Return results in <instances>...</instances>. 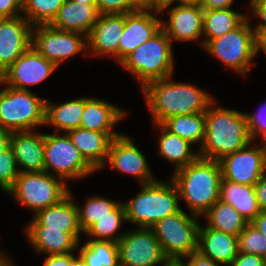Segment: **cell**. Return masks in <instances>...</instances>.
<instances>
[{
  "instance_id": "1",
  "label": "cell",
  "mask_w": 266,
  "mask_h": 266,
  "mask_svg": "<svg viewBox=\"0 0 266 266\" xmlns=\"http://www.w3.org/2000/svg\"><path fill=\"white\" fill-rule=\"evenodd\" d=\"M165 79L148 83L142 90L152 113L154 124L170 117L206 112L213 98L192 84Z\"/></svg>"
},
{
  "instance_id": "2",
  "label": "cell",
  "mask_w": 266,
  "mask_h": 266,
  "mask_svg": "<svg viewBox=\"0 0 266 266\" xmlns=\"http://www.w3.org/2000/svg\"><path fill=\"white\" fill-rule=\"evenodd\" d=\"M205 112V137L199 157L219 161L222 157L252 143L245 113L223 107Z\"/></svg>"
},
{
  "instance_id": "3",
  "label": "cell",
  "mask_w": 266,
  "mask_h": 266,
  "mask_svg": "<svg viewBox=\"0 0 266 266\" xmlns=\"http://www.w3.org/2000/svg\"><path fill=\"white\" fill-rule=\"evenodd\" d=\"M221 179L219 161L201 157L174 171L171 178L180 199H184L196 216L204 215L219 200Z\"/></svg>"
},
{
  "instance_id": "4",
  "label": "cell",
  "mask_w": 266,
  "mask_h": 266,
  "mask_svg": "<svg viewBox=\"0 0 266 266\" xmlns=\"http://www.w3.org/2000/svg\"><path fill=\"white\" fill-rule=\"evenodd\" d=\"M141 186V192L124 204L126 221L139 225V228H151L181 210L179 192L172 180L169 184L155 180Z\"/></svg>"
},
{
  "instance_id": "5",
  "label": "cell",
  "mask_w": 266,
  "mask_h": 266,
  "mask_svg": "<svg viewBox=\"0 0 266 266\" xmlns=\"http://www.w3.org/2000/svg\"><path fill=\"white\" fill-rule=\"evenodd\" d=\"M172 43L161 29L145 43L129 53L119 64L140 81L142 89L150 82L170 77L174 63Z\"/></svg>"
},
{
  "instance_id": "6",
  "label": "cell",
  "mask_w": 266,
  "mask_h": 266,
  "mask_svg": "<svg viewBox=\"0 0 266 266\" xmlns=\"http://www.w3.org/2000/svg\"><path fill=\"white\" fill-rule=\"evenodd\" d=\"M46 99L30 90L5 85L0 91V127L11 132L32 131L45 125Z\"/></svg>"
},
{
  "instance_id": "7",
  "label": "cell",
  "mask_w": 266,
  "mask_h": 266,
  "mask_svg": "<svg viewBox=\"0 0 266 266\" xmlns=\"http://www.w3.org/2000/svg\"><path fill=\"white\" fill-rule=\"evenodd\" d=\"M45 171L20 172L14 186L7 192L14 195L35 214L45 208L59 203L68 194V188L60 177Z\"/></svg>"
},
{
  "instance_id": "8",
  "label": "cell",
  "mask_w": 266,
  "mask_h": 266,
  "mask_svg": "<svg viewBox=\"0 0 266 266\" xmlns=\"http://www.w3.org/2000/svg\"><path fill=\"white\" fill-rule=\"evenodd\" d=\"M203 47L226 66L245 76L257 55V37L247 18L238 28L209 40Z\"/></svg>"
},
{
  "instance_id": "9",
  "label": "cell",
  "mask_w": 266,
  "mask_h": 266,
  "mask_svg": "<svg viewBox=\"0 0 266 266\" xmlns=\"http://www.w3.org/2000/svg\"><path fill=\"white\" fill-rule=\"evenodd\" d=\"M196 217L199 216L189 217L181 209L151 227L168 259H179L197 251L200 225Z\"/></svg>"
},
{
  "instance_id": "10",
  "label": "cell",
  "mask_w": 266,
  "mask_h": 266,
  "mask_svg": "<svg viewBox=\"0 0 266 266\" xmlns=\"http://www.w3.org/2000/svg\"><path fill=\"white\" fill-rule=\"evenodd\" d=\"M56 172L61 179H76L88 176L95 169L83 158L68 134H44V171Z\"/></svg>"
},
{
  "instance_id": "11",
  "label": "cell",
  "mask_w": 266,
  "mask_h": 266,
  "mask_svg": "<svg viewBox=\"0 0 266 266\" xmlns=\"http://www.w3.org/2000/svg\"><path fill=\"white\" fill-rule=\"evenodd\" d=\"M33 27L35 28L32 29L31 46L57 67L66 58L87 49V37L82 33L59 31L50 25H36ZM35 30L36 33H34Z\"/></svg>"
},
{
  "instance_id": "12",
  "label": "cell",
  "mask_w": 266,
  "mask_h": 266,
  "mask_svg": "<svg viewBox=\"0 0 266 266\" xmlns=\"http://www.w3.org/2000/svg\"><path fill=\"white\" fill-rule=\"evenodd\" d=\"M117 245L120 266H156L168 259L151 228L125 232Z\"/></svg>"
},
{
  "instance_id": "13",
  "label": "cell",
  "mask_w": 266,
  "mask_h": 266,
  "mask_svg": "<svg viewBox=\"0 0 266 266\" xmlns=\"http://www.w3.org/2000/svg\"><path fill=\"white\" fill-rule=\"evenodd\" d=\"M249 145L219 160L223 179L254 186L266 172V143L250 149Z\"/></svg>"
},
{
  "instance_id": "14",
  "label": "cell",
  "mask_w": 266,
  "mask_h": 266,
  "mask_svg": "<svg viewBox=\"0 0 266 266\" xmlns=\"http://www.w3.org/2000/svg\"><path fill=\"white\" fill-rule=\"evenodd\" d=\"M30 22L21 16L0 19V71L4 73L32 44Z\"/></svg>"
},
{
  "instance_id": "15",
  "label": "cell",
  "mask_w": 266,
  "mask_h": 266,
  "mask_svg": "<svg viewBox=\"0 0 266 266\" xmlns=\"http://www.w3.org/2000/svg\"><path fill=\"white\" fill-rule=\"evenodd\" d=\"M56 68L31 46L3 73L4 85L29 90L27 85L44 81Z\"/></svg>"
},
{
  "instance_id": "16",
  "label": "cell",
  "mask_w": 266,
  "mask_h": 266,
  "mask_svg": "<svg viewBox=\"0 0 266 266\" xmlns=\"http://www.w3.org/2000/svg\"><path fill=\"white\" fill-rule=\"evenodd\" d=\"M152 10L160 13L159 9L142 7L136 12L125 14L124 30L119 39V63L162 29V21L151 14Z\"/></svg>"
},
{
  "instance_id": "17",
  "label": "cell",
  "mask_w": 266,
  "mask_h": 266,
  "mask_svg": "<svg viewBox=\"0 0 266 266\" xmlns=\"http://www.w3.org/2000/svg\"><path fill=\"white\" fill-rule=\"evenodd\" d=\"M107 161L119 172L137 177L141 185L155 181L151 176L145 156L127 136L120 135L112 140Z\"/></svg>"
},
{
  "instance_id": "18",
  "label": "cell",
  "mask_w": 266,
  "mask_h": 266,
  "mask_svg": "<svg viewBox=\"0 0 266 266\" xmlns=\"http://www.w3.org/2000/svg\"><path fill=\"white\" fill-rule=\"evenodd\" d=\"M125 14L99 15L87 36V49L92 52L114 56L119 62V39L124 30Z\"/></svg>"
},
{
  "instance_id": "19",
  "label": "cell",
  "mask_w": 266,
  "mask_h": 266,
  "mask_svg": "<svg viewBox=\"0 0 266 266\" xmlns=\"http://www.w3.org/2000/svg\"><path fill=\"white\" fill-rule=\"evenodd\" d=\"M169 22H162L171 42L197 40L203 34L204 10L199 5H177L170 9Z\"/></svg>"
},
{
  "instance_id": "20",
  "label": "cell",
  "mask_w": 266,
  "mask_h": 266,
  "mask_svg": "<svg viewBox=\"0 0 266 266\" xmlns=\"http://www.w3.org/2000/svg\"><path fill=\"white\" fill-rule=\"evenodd\" d=\"M67 134L83 158L95 170L105 165L112 140L120 136L119 133H104L81 127L70 130Z\"/></svg>"
},
{
  "instance_id": "21",
  "label": "cell",
  "mask_w": 266,
  "mask_h": 266,
  "mask_svg": "<svg viewBox=\"0 0 266 266\" xmlns=\"http://www.w3.org/2000/svg\"><path fill=\"white\" fill-rule=\"evenodd\" d=\"M71 197L69 191V194L59 203L37 212L27 226H48V228L60 229L72 234L79 241L82 230L78 222L77 204L72 202Z\"/></svg>"
},
{
  "instance_id": "22",
  "label": "cell",
  "mask_w": 266,
  "mask_h": 266,
  "mask_svg": "<svg viewBox=\"0 0 266 266\" xmlns=\"http://www.w3.org/2000/svg\"><path fill=\"white\" fill-rule=\"evenodd\" d=\"M10 147L16 163L26 169L20 172L44 171V134L33 131L12 132Z\"/></svg>"
},
{
  "instance_id": "23",
  "label": "cell",
  "mask_w": 266,
  "mask_h": 266,
  "mask_svg": "<svg viewBox=\"0 0 266 266\" xmlns=\"http://www.w3.org/2000/svg\"><path fill=\"white\" fill-rule=\"evenodd\" d=\"M197 251L216 263L229 265L238 254V236L200 226Z\"/></svg>"
},
{
  "instance_id": "24",
  "label": "cell",
  "mask_w": 266,
  "mask_h": 266,
  "mask_svg": "<svg viewBox=\"0 0 266 266\" xmlns=\"http://www.w3.org/2000/svg\"><path fill=\"white\" fill-rule=\"evenodd\" d=\"M98 16L94 5L65 0L50 26L59 31L84 33L87 37Z\"/></svg>"
},
{
  "instance_id": "25",
  "label": "cell",
  "mask_w": 266,
  "mask_h": 266,
  "mask_svg": "<svg viewBox=\"0 0 266 266\" xmlns=\"http://www.w3.org/2000/svg\"><path fill=\"white\" fill-rule=\"evenodd\" d=\"M26 234L36 251L48 255L72 253L79 245L72 234L48 226H27Z\"/></svg>"
},
{
  "instance_id": "26",
  "label": "cell",
  "mask_w": 266,
  "mask_h": 266,
  "mask_svg": "<svg viewBox=\"0 0 266 266\" xmlns=\"http://www.w3.org/2000/svg\"><path fill=\"white\" fill-rule=\"evenodd\" d=\"M125 111L118 106L94 98L85 97L81 128L104 133L112 131L114 125L125 116Z\"/></svg>"
},
{
  "instance_id": "27",
  "label": "cell",
  "mask_w": 266,
  "mask_h": 266,
  "mask_svg": "<svg viewBox=\"0 0 266 266\" xmlns=\"http://www.w3.org/2000/svg\"><path fill=\"white\" fill-rule=\"evenodd\" d=\"M219 200L233 206L250 223L261 211L254 186L221 179Z\"/></svg>"
},
{
  "instance_id": "28",
  "label": "cell",
  "mask_w": 266,
  "mask_h": 266,
  "mask_svg": "<svg viewBox=\"0 0 266 266\" xmlns=\"http://www.w3.org/2000/svg\"><path fill=\"white\" fill-rule=\"evenodd\" d=\"M85 98H79L54 106L46 100L45 124L56 126V131L79 128L84 111Z\"/></svg>"
},
{
  "instance_id": "29",
  "label": "cell",
  "mask_w": 266,
  "mask_h": 266,
  "mask_svg": "<svg viewBox=\"0 0 266 266\" xmlns=\"http://www.w3.org/2000/svg\"><path fill=\"white\" fill-rule=\"evenodd\" d=\"M162 134L159 137V154L176 164L175 171L194 162L199 154L191 150V143L168 131L162 124H155ZM194 153V154H193Z\"/></svg>"
},
{
  "instance_id": "30",
  "label": "cell",
  "mask_w": 266,
  "mask_h": 266,
  "mask_svg": "<svg viewBox=\"0 0 266 266\" xmlns=\"http://www.w3.org/2000/svg\"><path fill=\"white\" fill-rule=\"evenodd\" d=\"M207 226L217 231L238 236L248 224L247 220L230 204L216 201L204 214Z\"/></svg>"
},
{
  "instance_id": "31",
  "label": "cell",
  "mask_w": 266,
  "mask_h": 266,
  "mask_svg": "<svg viewBox=\"0 0 266 266\" xmlns=\"http://www.w3.org/2000/svg\"><path fill=\"white\" fill-rule=\"evenodd\" d=\"M247 17L237 11L228 9L204 10L203 34L207 36L201 44L204 46L209 40L223 36L227 32L238 28Z\"/></svg>"
},
{
  "instance_id": "32",
  "label": "cell",
  "mask_w": 266,
  "mask_h": 266,
  "mask_svg": "<svg viewBox=\"0 0 266 266\" xmlns=\"http://www.w3.org/2000/svg\"><path fill=\"white\" fill-rule=\"evenodd\" d=\"M162 125L168 131L187 140L192 145L199 142L202 147L204 143L205 112L173 116L165 120Z\"/></svg>"
},
{
  "instance_id": "33",
  "label": "cell",
  "mask_w": 266,
  "mask_h": 266,
  "mask_svg": "<svg viewBox=\"0 0 266 266\" xmlns=\"http://www.w3.org/2000/svg\"><path fill=\"white\" fill-rule=\"evenodd\" d=\"M79 255L87 266H120L118 245L113 241L88 240Z\"/></svg>"
},
{
  "instance_id": "34",
  "label": "cell",
  "mask_w": 266,
  "mask_h": 266,
  "mask_svg": "<svg viewBox=\"0 0 266 266\" xmlns=\"http://www.w3.org/2000/svg\"><path fill=\"white\" fill-rule=\"evenodd\" d=\"M124 220H127L125 207L124 203H120L107 216L93 223L84 233L89 237H94L95 239L93 238V240L113 241L117 243L125 234H116Z\"/></svg>"
},
{
  "instance_id": "35",
  "label": "cell",
  "mask_w": 266,
  "mask_h": 266,
  "mask_svg": "<svg viewBox=\"0 0 266 266\" xmlns=\"http://www.w3.org/2000/svg\"><path fill=\"white\" fill-rule=\"evenodd\" d=\"M64 2L65 0H28L22 11L32 26L50 25Z\"/></svg>"
},
{
  "instance_id": "36",
  "label": "cell",
  "mask_w": 266,
  "mask_h": 266,
  "mask_svg": "<svg viewBox=\"0 0 266 266\" xmlns=\"http://www.w3.org/2000/svg\"><path fill=\"white\" fill-rule=\"evenodd\" d=\"M119 204L120 203H116L113 200L105 199V197L92 196L88 198L86 204H84L82 208L77 205L78 222L82 232H85L99 219L107 216V214L113 211Z\"/></svg>"
},
{
  "instance_id": "37",
  "label": "cell",
  "mask_w": 266,
  "mask_h": 266,
  "mask_svg": "<svg viewBox=\"0 0 266 266\" xmlns=\"http://www.w3.org/2000/svg\"><path fill=\"white\" fill-rule=\"evenodd\" d=\"M238 252L266 258V237L251 223L238 235Z\"/></svg>"
},
{
  "instance_id": "38",
  "label": "cell",
  "mask_w": 266,
  "mask_h": 266,
  "mask_svg": "<svg viewBox=\"0 0 266 266\" xmlns=\"http://www.w3.org/2000/svg\"><path fill=\"white\" fill-rule=\"evenodd\" d=\"M16 165V158L9 146L0 154V187L6 192L14 186L20 173Z\"/></svg>"
},
{
  "instance_id": "39",
  "label": "cell",
  "mask_w": 266,
  "mask_h": 266,
  "mask_svg": "<svg viewBox=\"0 0 266 266\" xmlns=\"http://www.w3.org/2000/svg\"><path fill=\"white\" fill-rule=\"evenodd\" d=\"M142 7L141 0H97L96 4L99 15L128 14Z\"/></svg>"
},
{
  "instance_id": "40",
  "label": "cell",
  "mask_w": 266,
  "mask_h": 266,
  "mask_svg": "<svg viewBox=\"0 0 266 266\" xmlns=\"http://www.w3.org/2000/svg\"><path fill=\"white\" fill-rule=\"evenodd\" d=\"M263 106L266 107V104L262 105V108H260L259 112L255 115L245 114L247 117L248 132L252 142L257 135L262 134V142L266 143V115L263 116V113L261 114V112H264Z\"/></svg>"
},
{
  "instance_id": "41",
  "label": "cell",
  "mask_w": 266,
  "mask_h": 266,
  "mask_svg": "<svg viewBox=\"0 0 266 266\" xmlns=\"http://www.w3.org/2000/svg\"><path fill=\"white\" fill-rule=\"evenodd\" d=\"M254 15L262 20L254 29L256 37L266 35V0H251Z\"/></svg>"
},
{
  "instance_id": "42",
  "label": "cell",
  "mask_w": 266,
  "mask_h": 266,
  "mask_svg": "<svg viewBox=\"0 0 266 266\" xmlns=\"http://www.w3.org/2000/svg\"><path fill=\"white\" fill-rule=\"evenodd\" d=\"M266 258L260 255L238 252L228 266H265Z\"/></svg>"
},
{
  "instance_id": "43",
  "label": "cell",
  "mask_w": 266,
  "mask_h": 266,
  "mask_svg": "<svg viewBox=\"0 0 266 266\" xmlns=\"http://www.w3.org/2000/svg\"><path fill=\"white\" fill-rule=\"evenodd\" d=\"M23 5L18 0H0V19L20 16Z\"/></svg>"
},
{
  "instance_id": "44",
  "label": "cell",
  "mask_w": 266,
  "mask_h": 266,
  "mask_svg": "<svg viewBox=\"0 0 266 266\" xmlns=\"http://www.w3.org/2000/svg\"><path fill=\"white\" fill-rule=\"evenodd\" d=\"M184 258L187 259V262L184 263ZM183 259V260H182ZM184 266H220L219 263L211 260L209 257L202 255L200 252L195 251L188 256L179 258Z\"/></svg>"
},
{
  "instance_id": "45",
  "label": "cell",
  "mask_w": 266,
  "mask_h": 266,
  "mask_svg": "<svg viewBox=\"0 0 266 266\" xmlns=\"http://www.w3.org/2000/svg\"><path fill=\"white\" fill-rule=\"evenodd\" d=\"M43 266H74L73 253L48 255Z\"/></svg>"
},
{
  "instance_id": "46",
  "label": "cell",
  "mask_w": 266,
  "mask_h": 266,
  "mask_svg": "<svg viewBox=\"0 0 266 266\" xmlns=\"http://www.w3.org/2000/svg\"><path fill=\"white\" fill-rule=\"evenodd\" d=\"M260 211H266V172L254 185Z\"/></svg>"
},
{
  "instance_id": "47",
  "label": "cell",
  "mask_w": 266,
  "mask_h": 266,
  "mask_svg": "<svg viewBox=\"0 0 266 266\" xmlns=\"http://www.w3.org/2000/svg\"><path fill=\"white\" fill-rule=\"evenodd\" d=\"M233 0H202L200 6L203 10H218L230 8Z\"/></svg>"
},
{
  "instance_id": "48",
  "label": "cell",
  "mask_w": 266,
  "mask_h": 266,
  "mask_svg": "<svg viewBox=\"0 0 266 266\" xmlns=\"http://www.w3.org/2000/svg\"><path fill=\"white\" fill-rule=\"evenodd\" d=\"M250 223L266 237V211H261Z\"/></svg>"
},
{
  "instance_id": "49",
  "label": "cell",
  "mask_w": 266,
  "mask_h": 266,
  "mask_svg": "<svg viewBox=\"0 0 266 266\" xmlns=\"http://www.w3.org/2000/svg\"><path fill=\"white\" fill-rule=\"evenodd\" d=\"M12 132L0 127V154L10 146Z\"/></svg>"
},
{
  "instance_id": "50",
  "label": "cell",
  "mask_w": 266,
  "mask_h": 266,
  "mask_svg": "<svg viewBox=\"0 0 266 266\" xmlns=\"http://www.w3.org/2000/svg\"><path fill=\"white\" fill-rule=\"evenodd\" d=\"M172 0H141V4L145 8L160 9L162 6L169 4Z\"/></svg>"
},
{
  "instance_id": "51",
  "label": "cell",
  "mask_w": 266,
  "mask_h": 266,
  "mask_svg": "<svg viewBox=\"0 0 266 266\" xmlns=\"http://www.w3.org/2000/svg\"><path fill=\"white\" fill-rule=\"evenodd\" d=\"M174 1H177L179 3L178 5H199L200 6V3L202 0H172L169 4L162 6L159 9V12L166 10L167 7H169Z\"/></svg>"
},
{
  "instance_id": "52",
  "label": "cell",
  "mask_w": 266,
  "mask_h": 266,
  "mask_svg": "<svg viewBox=\"0 0 266 266\" xmlns=\"http://www.w3.org/2000/svg\"><path fill=\"white\" fill-rule=\"evenodd\" d=\"M260 49H263L266 54V35L257 37V53L260 51Z\"/></svg>"
},
{
  "instance_id": "53",
  "label": "cell",
  "mask_w": 266,
  "mask_h": 266,
  "mask_svg": "<svg viewBox=\"0 0 266 266\" xmlns=\"http://www.w3.org/2000/svg\"><path fill=\"white\" fill-rule=\"evenodd\" d=\"M162 265L163 266H184L183 263L179 259H167Z\"/></svg>"
},
{
  "instance_id": "54",
  "label": "cell",
  "mask_w": 266,
  "mask_h": 266,
  "mask_svg": "<svg viewBox=\"0 0 266 266\" xmlns=\"http://www.w3.org/2000/svg\"><path fill=\"white\" fill-rule=\"evenodd\" d=\"M12 261L0 253V266H13Z\"/></svg>"
},
{
  "instance_id": "55",
  "label": "cell",
  "mask_w": 266,
  "mask_h": 266,
  "mask_svg": "<svg viewBox=\"0 0 266 266\" xmlns=\"http://www.w3.org/2000/svg\"><path fill=\"white\" fill-rule=\"evenodd\" d=\"M74 266H87L82 257L79 255L77 258L74 257Z\"/></svg>"
},
{
  "instance_id": "56",
  "label": "cell",
  "mask_w": 266,
  "mask_h": 266,
  "mask_svg": "<svg viewBox=\"0 0 266 266\" xmlns=\"http://www.w3.org/2000/svg\"><path fill=\"white\" fill-rule=\"evenodd\" d=\"M74 2H80V3H85V4H89V5H94L96 7L97 4V0H71Z\"/></svg>"
},
{
  "instance_id": "57",
  "label": "cell",
  "mask_w": 266,
  "mask_h": 266,
  "mask_svg": "<svg viewBox=\"0 0 266 266\" xmlns=\"http://www.w3.org/2000/svg\"><path fill=\"white\" fill-rule=\"evenodd\" d=\"M4 83V77H3V73L0 71V85Z\"/></svg>"
},
{
  "instance_id": "58",
  "label": "cell",
  "mask_w": 266,
  "mask_h": 266,
  "mask_svg": "<svg viewBox=\"0 0 266 266\" xmlns=\"http://www.w3.org/2000/svg\"><path fill=\"white\" fill-rule=\"evenodd\" d=\"M23 6L25 5V3L28 1V0H18Z\"/></svg>"
}]
</instances>
